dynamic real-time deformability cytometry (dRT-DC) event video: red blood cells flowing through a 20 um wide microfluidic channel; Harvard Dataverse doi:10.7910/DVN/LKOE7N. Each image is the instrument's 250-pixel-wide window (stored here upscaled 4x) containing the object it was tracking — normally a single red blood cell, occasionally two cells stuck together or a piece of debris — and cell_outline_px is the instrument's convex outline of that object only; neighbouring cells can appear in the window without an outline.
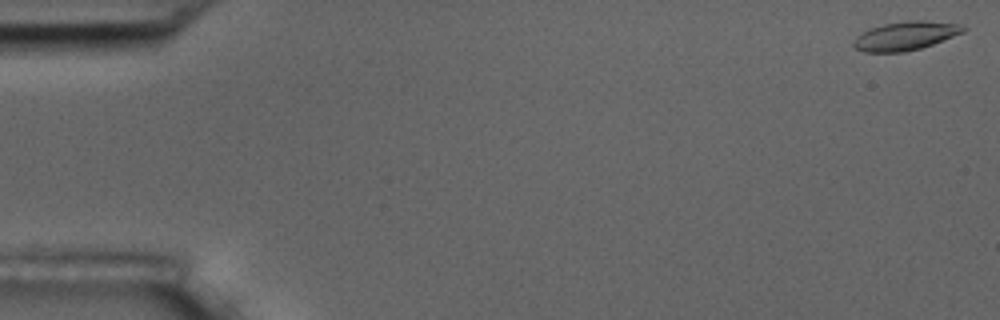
{"species": "common noctule bat (a hibernating species)", "species_latin": "Nyctalus noctula", "temperature_condition": "room temperature", "stored_images_in_passage": 57, "camera_frame_rate_fps": 3000, "um_per_image_px": 0.085, "animal": {"sex": "male", "body_mass_g": 17.5, "forearm_length_mm": 52.3}, "frame": {"image": 1, "passage_image": 1, "time_ms": 0.0, "image_size_px": [1000, 320], "cell_outline_px": [[968, 28], [964, 32], [932, 44], [920, 48], [904, 52], [864, 52], [856, 48], [852, 44], [852, 40], [856, 36], [872, 28], [884, 24], [908, 20], [920, 20], [960, 24]], "centroid_in_image_um": [76.96, 3.05], "position_along_channel_um": 8.0, "area_um2": 18.21}}
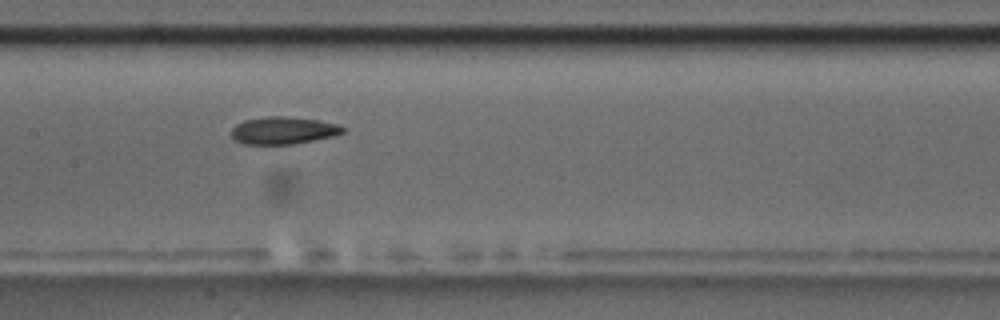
{"frame": {"image": 2, "passage_image": 28, "time_ms": 9.0, "image_size_px": [1000, 320], "cell_outline_px": [[344, 132], [336, 136], [292, 144], [244, 144], [232, 140], [232, 128], [236, 124], [244, 120], [268, 116], [284, 116], [316, 120], [336, 124], [344, 128]], "centroid_in_image_um": [24.05, 11.1], "position_along_channel_um": 183.4, "area_um2": 17.74}}
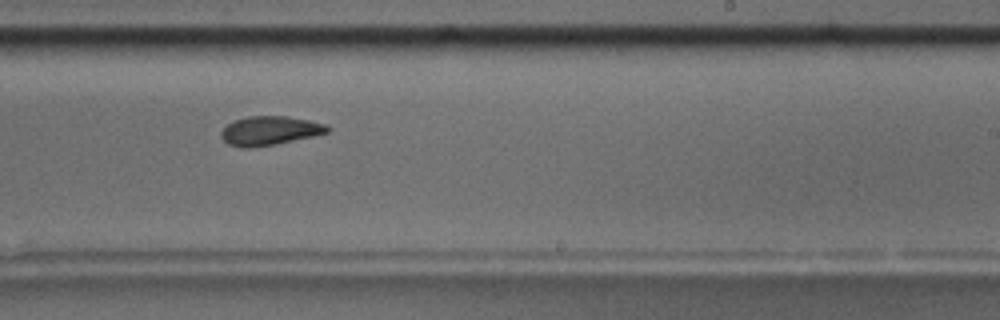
{"frame": {"image": 3, "passage_image": 35, "time_ms": 11.333, "image_size_px": [1000, 320], "cell_outline_px": [[332, 128], [328, 132], [312, 136], [276, 144], [248, 148], [244, 148], [228, 144], [220, 136], [220, 132], [228, 124], [236, 120], [248, 116], [288, 116], [308, 120], [324, 124]], "centroid_in_image_um": [22.92, 11.11], "position_along_channel_um": 266.1, "area_um2": 17.8}, "authors_computed_cell_mechanics": {"area_um2": 18.3226, "velocity_mm_per_s": 3.5538, "shape_relaxation_time_tau1_ms": null, "shape_relaxation_time_tau2_ms": 5.3309, "deformation_change_tau1": null, "deformation_change_tau2": 0.1065}}